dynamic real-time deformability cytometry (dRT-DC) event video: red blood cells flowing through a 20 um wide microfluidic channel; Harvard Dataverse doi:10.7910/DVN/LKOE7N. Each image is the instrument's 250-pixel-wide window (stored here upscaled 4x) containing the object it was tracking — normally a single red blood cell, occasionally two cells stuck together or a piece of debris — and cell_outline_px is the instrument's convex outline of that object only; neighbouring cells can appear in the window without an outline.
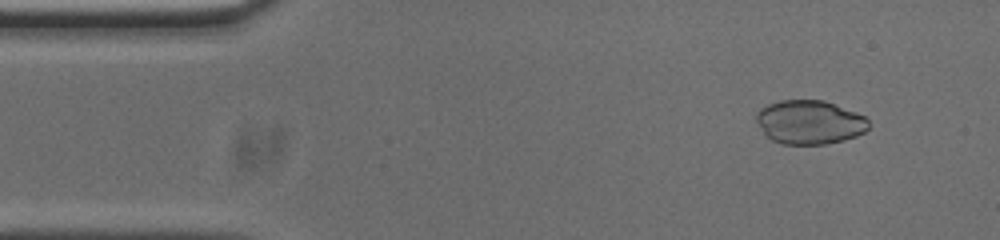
{"species": "common noctule bat (a hibernating species)", "species_latin": "Nyctalus noctula", "temperature_condition": "cold", "stored_images_in_passage": 53, "camera_frame_rate_fps": 3000, "um_per_image_px": 0.085, "animal": {"sex": "male", "body_mass_g": 20.0, "forearm_length_mm": 53.3}, "frame": {"image": 1, "passage_image": 5, "time_ms": 1.333, "image_size_px": [1000, 240], "cell_outline_px": [[868, 128], [864, 132], [856, 136], [844, 140], [824, 144], [780, 144], [764, 136], [756, 120], [756, 112], [760, 108], [768, 104], [780, 100], [824, 100], [864, 116], [868, 120]], "centroid_in_image_um": [68.76, 10.39], "position_along_channel_um": 16.2, "area_um2": 28.78}}
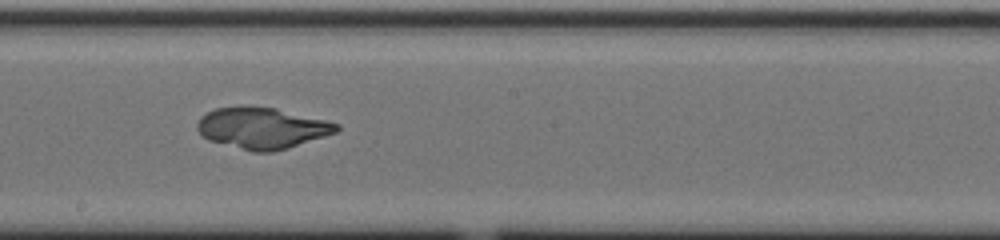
{"frame": {"image": 2, "passage_image": 28, "time_ms": 9.0, "image_size_px": [1000, 240], "cell_outline_px": [[340, 128], [336, 132], [288, 148], [272, 152], [252, 152], [208, 140], [196, 128], [196, 124], [200, 116], [216, 108], [276, 108], [340, 124]], "centroid_in_image_um": [22.27, 10.91], "position_along_channel_um": 225.9, "area_um2": 32.77}}